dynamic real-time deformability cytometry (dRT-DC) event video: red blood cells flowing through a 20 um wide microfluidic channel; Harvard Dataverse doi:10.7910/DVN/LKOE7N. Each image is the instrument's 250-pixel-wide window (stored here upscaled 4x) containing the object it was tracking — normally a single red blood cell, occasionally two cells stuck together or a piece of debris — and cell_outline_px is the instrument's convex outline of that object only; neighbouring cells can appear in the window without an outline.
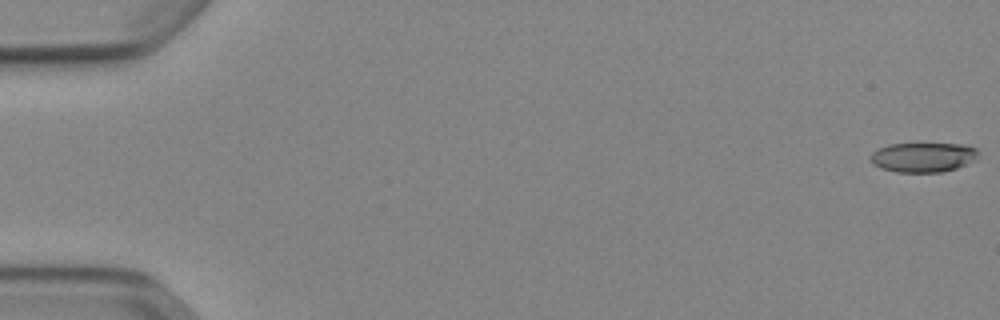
{"species": "Egyptian fruit bat (a non-hibernating species)", "species_latin": "Rousettus aegyptiacus", "temperature_condition": "cold", "stored_images_in_passage": 53, "camera_frame_rate_fps": 3000, "um_per_image_px": 0.085, "animal": {"sex": "female"}, "frame": {"image": 1, "passage_image": 1, "time_ms": 0.0, "image_size_px": [1000, 320], "cell_outline_px": [[976, 160], [956, 168], [940, 172], [896, 172], [880, 168], [872, 164], [868, 160], [868, 156], [872, 152], [888, 144], [960, 144], [976, 148]], "centroid_in_image_um": [78.39, 13.37], "position_along_channel_um": 6.6, "area_um2": 18.61}}
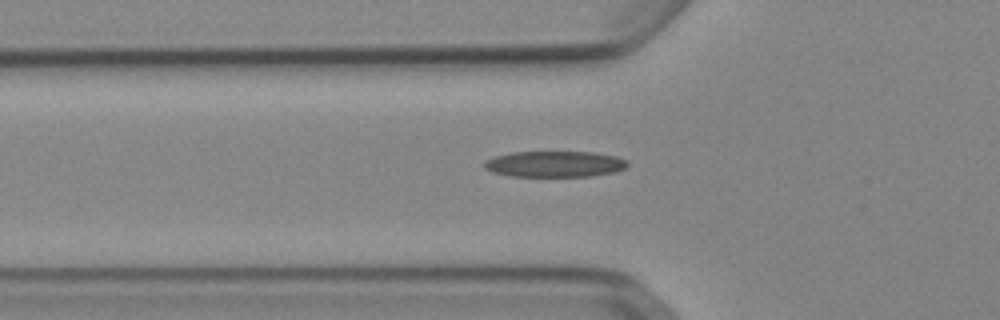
{"frame": {"image": 2, "passage_image": 19, "time_ms": 6.0, "image_size_px": [1000, 320], "cell_outline_px": [[628, 164], [624, 168], [616, 172], [592, 176], [512, 176], [492, 172], [484, 168], [484, 160], [496, 156], [512, 152], [592, 152], [616, 156], [628, 160]], "centroid_in_image_um": [47.16, 13.94], "position_along_channel_um": 78.6, "area_um2": 21.73}}
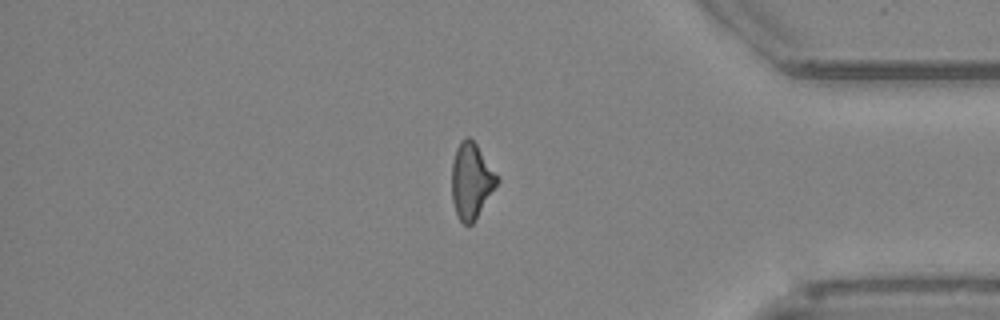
{"frame": {"image": 3, "passage_image": 45, "time_ms": 14.667, "image_size_px": [1000, 320], "cell_outline_px": [[500, 180], [472, 224], [464, 224], [460, 220], [456, 212], [452, 200], [452, 160], [456, 148], [460, 140], [468, 136], [476, 144], [500, 176]], "centroid_in_image_um": [40.07, 15.33], "position_along_channel_um": 395.1, "area_um2": 20.0}, "authors_computed_cell_mechanics": {"area_um2": 20.6346, "velocity_mm_per_s": 3.9213, "shape_relaxation_time_tau1_ms": null, "shape_relaxation_time_tau2_ms": 6.4498, "deformation_change_tau1": null, "deformation_change_tau2": 0.1834}}